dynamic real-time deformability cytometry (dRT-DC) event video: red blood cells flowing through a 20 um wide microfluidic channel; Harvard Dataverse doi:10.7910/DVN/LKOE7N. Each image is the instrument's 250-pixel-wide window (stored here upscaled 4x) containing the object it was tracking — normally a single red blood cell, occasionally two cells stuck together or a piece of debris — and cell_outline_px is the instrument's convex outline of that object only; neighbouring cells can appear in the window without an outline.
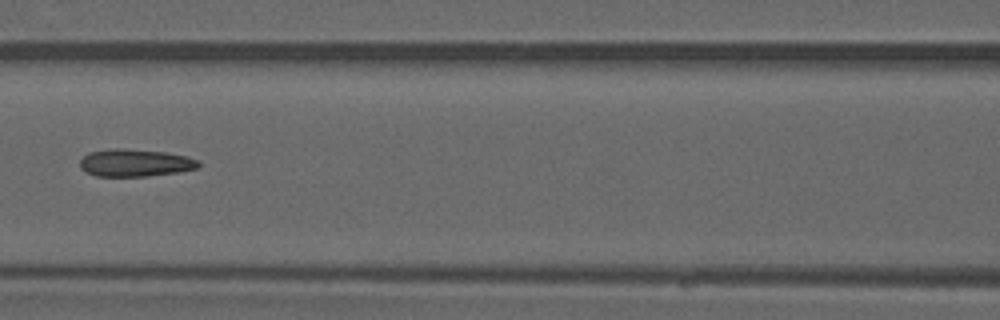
{"species": "common noctule bat (a hibernating species)", "species_latin": "Nyctalus noctula", "temperature_condition": "warm", "stored_images_in_passage": 6, "segment_of_instrument_passage": [1, 2], "camera_frame_rate_fps": 3000, "um_per_image_px": 0.085, "animal": {"sex": "male", "forearm_length_mm": 52.5}, "frame": {"image": 1, "passage_image": 5, "time_ms": 5.333, "image_size_px": [1000, 320], "cell_outline_px": [[200, 164], [196, 168], [180, 172], [144, 176], [96, 176], [84, 172], [80, 168], [80, 160], [88, 152], [112, 148], [124, 148], [164, 152], [188, 156], [200, 160]], "centroid_in_image_um": [11.47, 13.83], "position_along_channel_um": 155.1, "area_um2": 19.13}}